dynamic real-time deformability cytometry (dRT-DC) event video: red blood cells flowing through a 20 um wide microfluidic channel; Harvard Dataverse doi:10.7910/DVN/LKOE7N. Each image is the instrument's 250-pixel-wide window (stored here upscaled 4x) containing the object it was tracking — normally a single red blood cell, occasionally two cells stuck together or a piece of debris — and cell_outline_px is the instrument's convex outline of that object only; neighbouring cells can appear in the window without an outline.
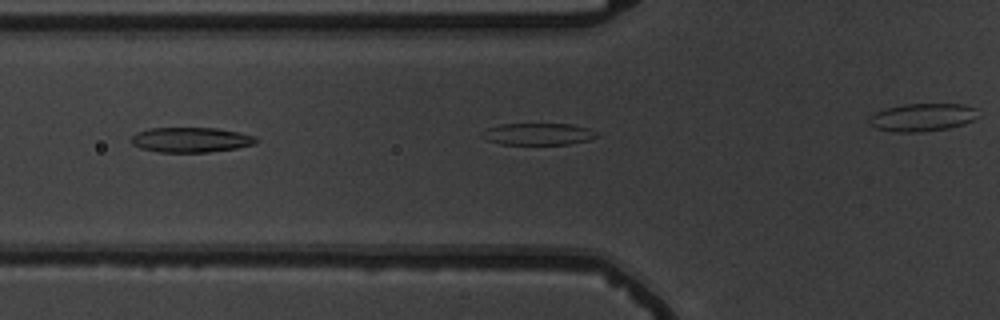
{"species": "common noctule bat (a hibernating species)", "species_latin": "Nyctalus noctula", "temperature_condition": "warm", "stored_images_in_passage": 7, "camera_frame_rate_fps": 3000, "um_per_image_px": 0.085, "animal": {"sex": "male", "body_mass_g": 19.5, "forearm_length_mm": 54.6}, "frame": {"image": 1, "passage_image": 3, "time_ms": 3.333, "image_size_px": [1000, 320], "cell_outline_px": [[256, 144], [236, 148], [208, 152], [160, 152], [140, 148], [132, 144], [132, 136], [136, 132], [148, 128], [216, 128], [256, 136]], "centroid_in_image_um": [16.2, 11.88], "position_along_channel_um": 109.6, "area_um2": 18.09}}
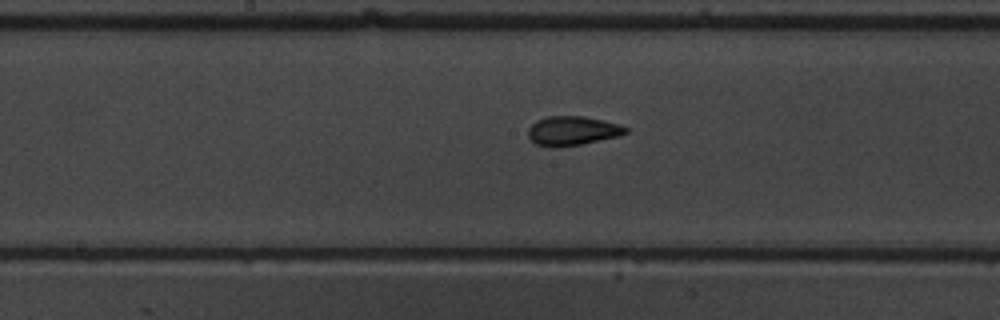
{"frame": {"image": 2, "passage_image": 7, "time_ms": 8.0, "image_size_px": [1000, 320], "cell_outline_px": [[628, 132], [620, 136], [580, 144], [556, 148], [552, 148], [536, 144], [528, 136], [528, 128], [536, 120], [548, 116], [584, 116], [604, 120], [620, 124], [628, 128]], "centroid_in_image_um": [48.66, 11.12], "position_along_channel_um": 199.5, "area_um2": 16.76}}